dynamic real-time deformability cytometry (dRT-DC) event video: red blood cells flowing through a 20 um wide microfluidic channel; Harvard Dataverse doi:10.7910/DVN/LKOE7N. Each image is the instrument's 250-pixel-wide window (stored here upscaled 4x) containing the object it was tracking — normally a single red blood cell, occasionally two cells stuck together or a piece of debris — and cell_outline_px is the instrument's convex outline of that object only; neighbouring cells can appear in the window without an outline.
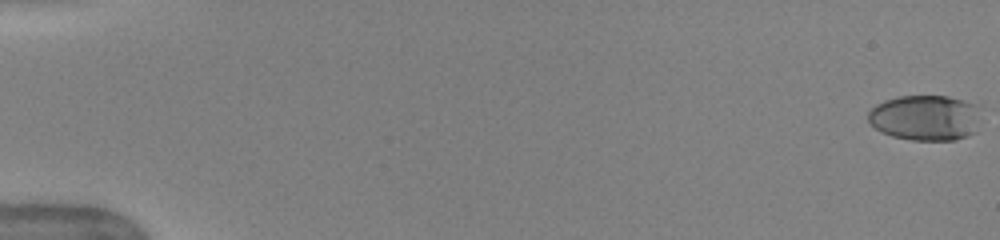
{"species": "human", "species_latin": "Homo sapiens", "temperature_condition": "warm", "stored_images_in_passage": 52, "camera_frame_rate_fps": 3000, "um_per_image_px": 0.085, "donor": {"sex": "female"}, "frame": {"image": 1, "passage_image": 1, "time_ms": 0.0, "image_size_px": [1000, 240], "cell_outline_px": [[984, 104], [976, 132], [968, 136], [956, 140], [912, 140], [892, 136], [880, 132], [868, 120], [868, 112], [876, 104], [884, 100], [900, 96], [948, 96]], "centroid_in_image_um": [78.75, 9.99], "position_along_channel_um": 6.2, "area_um2": 30.75}}
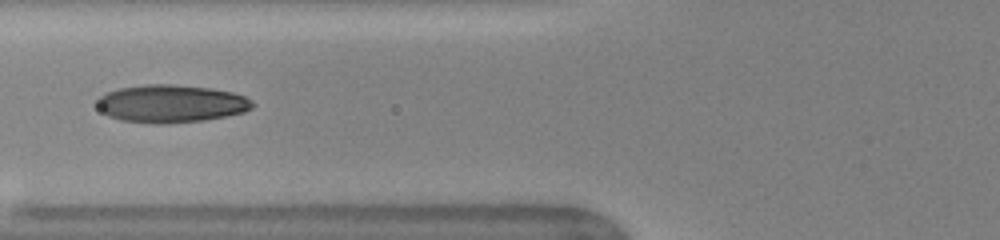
{"frame": {"image": 2, "passage_image": 22, "time_ms": 7.0, "image_size_px": [1000, 240], "cell_outline_px": [[256, 104], [252, 108], [244, 112], [204, 120], [164, 124], [156, 124], [120, 120], [108, 116], [96, 104], [96, 100], [100, 96], [108, 92], [120, 88], [148, 84], [172, 84], [212, 88], [232, 92], [244, 96], [252, 100]], "centroid_in_image_um": [14.56, 8.81], "position_along_channel_um": 111.2, "area_um2": 34.22}}
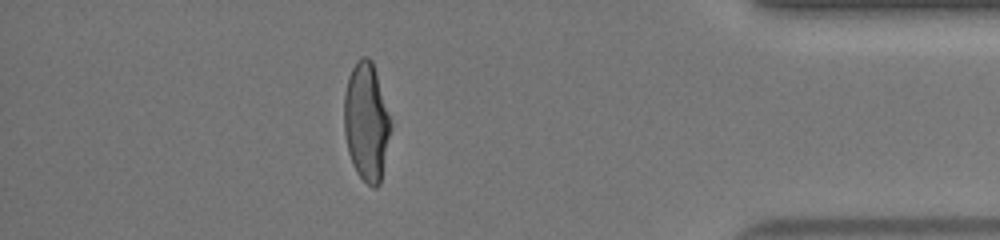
{"frame": {"image": 3, "passage_image": 46, "time_ms": 15.0, "image_size_px": [1000, 240], "cell_outline_px": [[392, 128], [380, 184], [376, 188], [372, 188], [356, 172], [352, 164], [348, 152], [344, 132], [344, 92], [348, 76], [356, 60], [360, 56], [368, 56], [372, 60], [376, 72], [392, 124]], "centroid_in_image_um": [31.14, 10.35], "position_along_channel_um": 404.1, "area_um2": 32.48}, "authors_computed_cell_mechanics": {"area_um2": 32.4258, "velocity_mm_per_s": 4.0574, "shape_relaxation_time_tau1_ms": 5.0252, "shape_relaxation_time_tau2_ms": 0.8544, "deformation_change_tau1": 0.2294, "deformation_change_tau2": 0.0708}}